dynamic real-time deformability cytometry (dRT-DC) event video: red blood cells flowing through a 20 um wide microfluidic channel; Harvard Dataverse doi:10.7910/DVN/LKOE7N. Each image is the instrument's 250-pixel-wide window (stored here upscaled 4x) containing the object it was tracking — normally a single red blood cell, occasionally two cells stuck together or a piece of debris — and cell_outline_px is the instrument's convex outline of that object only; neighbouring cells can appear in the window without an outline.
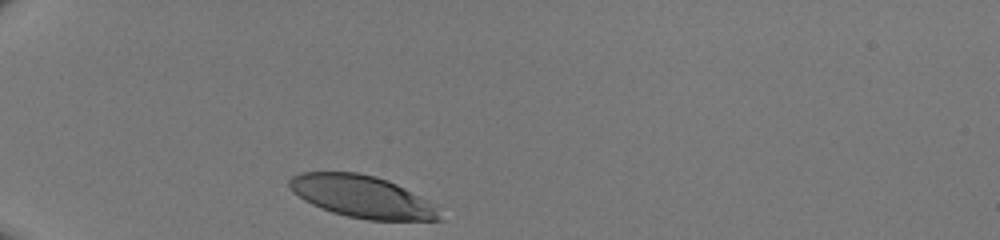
{"species": "human", "species_latin": "Homo sapiens", "temperature_condition": "room temperature", "stored_images_in_passage": 28, "camera_frame_rate_fps": 3000, "um_per_image_px": 0.085, "donor": {"sex": "male"}, "frame": {"image": 1, "passage_image": 1, "time_ms": 0.0, "image_size_px": [1000, 240], "cell_outline_px": [[444, 220], [368, 220], [348, 216], [332, 212], [312, 204], [304, 200], [292, 192], [288, 188], [288, 180], [292, 176], [300, 172], [356, 172], [376, 176], [388, 180], [428, 200], [432, 204]], "centroid_in_image_um": [30.73, 16.7], "position_along_channel_um": 54.3, "area_um2": 36.76}}
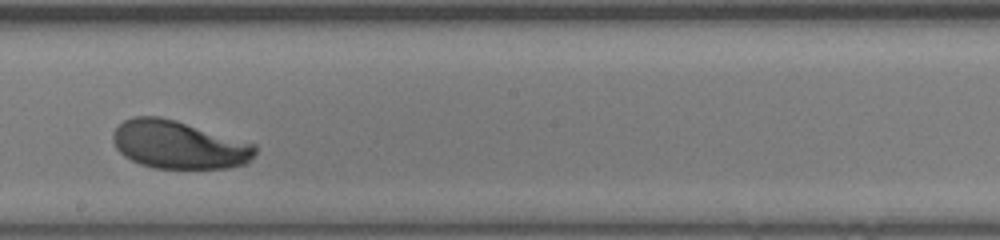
{"frame": {"image": 2, "passage_image": 16, "time_ms": 5.0, "image_size_px": [1000, 240], "cell_outline_px": [[256, 152], [252, 160], [248, 164], [228, 168], [152, 168], [140, 164], [124, 156], [116, 148], [112, 140], [112, 132], [124, 120], [132, 116], [160, 116], [176, 120], [256, 144]], "centroid_in_image_um": [15.2, 12.3], "position_along_channel_um": 233.0, "area_um2": 40.11}}
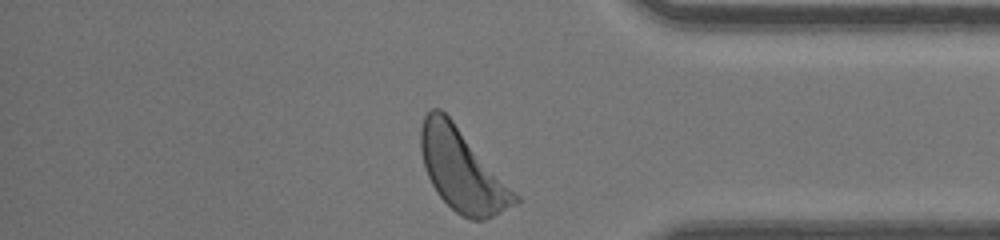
{"frame": {"image": 3, "passage_image": 28, "time_ms": 9.0, "image_size_px": [1000, 240], "cell_outline_px": [[520, 200], [516, 204], [484, 220], [472, 220], [460, 216], [436, 192], [424, 168], [420, 148], [420, 128], [424, 116], [432, 108], [440, 108], [452, 120], [520, 196]], "centroid_in_image_um": [39.27, 14.47], "position_along_channel_um": 395.9, "area_um2": 44.62}}